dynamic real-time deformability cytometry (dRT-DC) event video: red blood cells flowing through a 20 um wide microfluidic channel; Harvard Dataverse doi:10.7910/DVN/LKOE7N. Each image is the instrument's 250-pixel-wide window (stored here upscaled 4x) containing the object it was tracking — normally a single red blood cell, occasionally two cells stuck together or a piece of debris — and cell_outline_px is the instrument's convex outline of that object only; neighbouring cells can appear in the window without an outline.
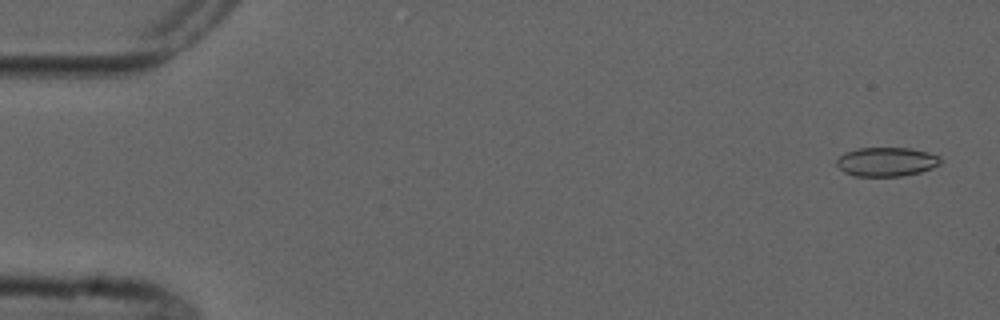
{"species": "common noctule bat (a hibernating species)", "species_latin": "Nyctalus noctula", "temperature_condition": "cold", "stored_images_in_passage": 5, "camera_frame_rate_fps": 3000, "um_per_image_px": 0.085, "animal": {"sex": "male", "forearm_length_mm": 52.5}, "frame": {"image": 1, "passage_image": 1, "time_ms": 0.0, "image_size_px": [1000, 320], "cell_outline_px": [[940, 164], [932, 168], [920, 172], [900, 176], [852, 176], [844, 172], [836, 164], [836, 160], [844, 152], [856, 148], [912, 148], [928, 152], [940, 156]], "centroid_in_image_um": [75.33, 13.75], "position_along_channel_um": 9.7, "area_um2": 17.69}}
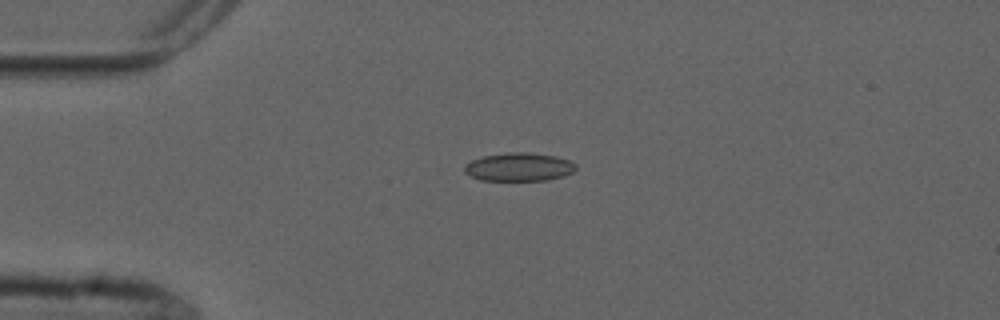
{"frame": {"image": 2, "passage_image": 4, "time_ms": 3.667, "image_size_px": [1000, 320], "cell_outline_px": [[576, 168], [572, 172], [564, 176], [548, 180], [480, 180], [464, 172], [464, 164], [472, 160], [484, 156], [508, 152], [528, 152], [556, 156], [568, 160], [576, 164]], "centroid_in_image_um": [44.11, 14.19], "position_along_channel_um": 40.9, "area_um2": 18.38}}